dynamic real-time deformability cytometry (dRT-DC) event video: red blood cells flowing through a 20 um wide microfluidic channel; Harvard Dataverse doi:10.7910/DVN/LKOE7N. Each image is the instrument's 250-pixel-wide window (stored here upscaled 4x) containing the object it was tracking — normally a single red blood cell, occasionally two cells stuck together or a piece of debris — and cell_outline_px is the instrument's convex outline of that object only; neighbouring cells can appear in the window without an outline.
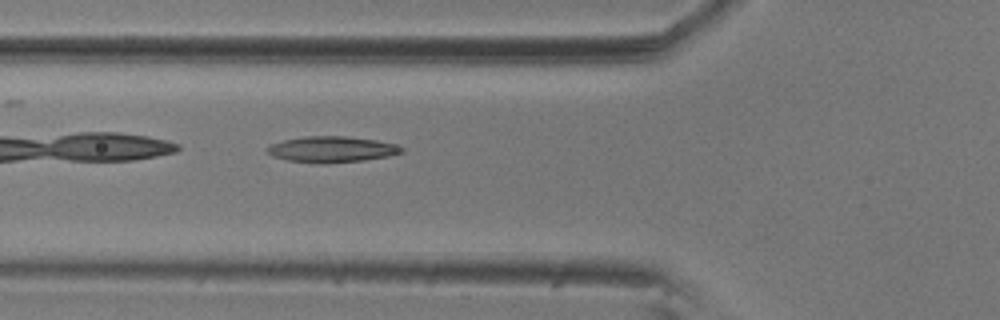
{"species": "common noctule bat (a hibernating species)", "species_latin": "Nyctalus noctula", "temperature_condition": "room temperature", "stored_images_in_passage": 39, "camera_frame_rate_fps": 3000, "um_per_image_px": 0.085, "animal": {"sex": "male", "body_mass_g": 20.5, "forearm_length_mm": 52.5}, "frame": {"image": 1, "passage_image": 3, "time_ms": 0.667, "image_size_px": [1000, 320], "cell_outline_px": [[404, 152], [388, 156], [364, 160], [324, 164], [320, 164], [288, 160], [272, 156], [264, 148], [272, 144], [284, 140], [304, 136], [344, 136], [376, 140], [392, 144], [404, 148]], "centroid_in_image_um": [28.17, 12.7], "position_along_channel_um": 97.6, "area_um2": 20.29}}
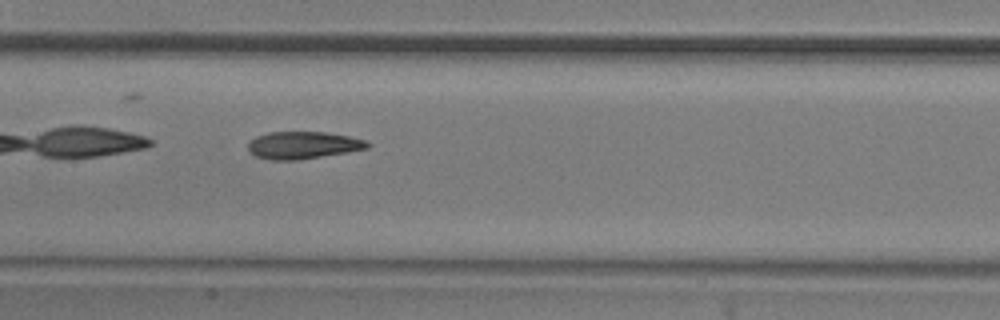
{"frame": {"image": 2, "passage_image": 10, "time_ms": 3.0, "image_size_px": [1000, 320], "cell_outline_px": [[372, 144], [368, 148], [348, 152], [300, 160], [272, 160], [256, 156], [248, 148], [248, 144], [256, 136], [268, 132], [324, 132], [348, 136], [368, 140]], "centroid_in_image_um": [25.81, 12.34], "position_along_channel_um": 181.6, "area_um2": 19.02}}
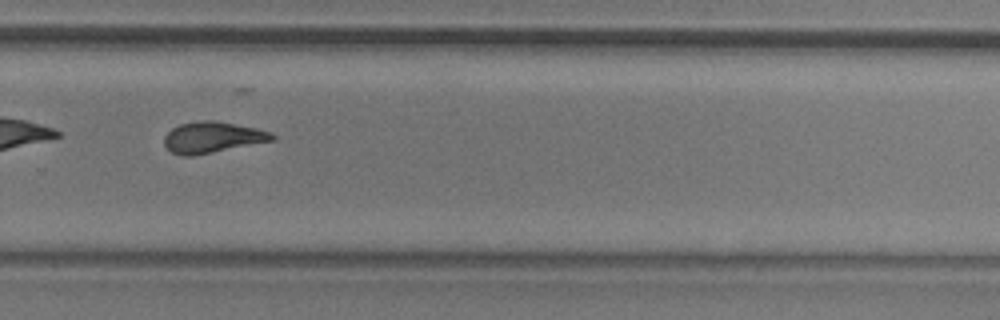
{"frame": {"image": 3, "passage_image": 21, "time_ms": 6.667, "image_size_px": [1000, 320], "cell_outline_px": [[276, 136], [272, 140], [192, 156], [184, 156], [172, 152], [164, 144], [164, 136], [172, 128], [180, 124], [200, 120], [212, 120], [256, 128], [272, 132]], "centroid_in_image_um": [18.03, 11.66], "position_along_channel_um": 311.8, "area_um2": 19.19}}